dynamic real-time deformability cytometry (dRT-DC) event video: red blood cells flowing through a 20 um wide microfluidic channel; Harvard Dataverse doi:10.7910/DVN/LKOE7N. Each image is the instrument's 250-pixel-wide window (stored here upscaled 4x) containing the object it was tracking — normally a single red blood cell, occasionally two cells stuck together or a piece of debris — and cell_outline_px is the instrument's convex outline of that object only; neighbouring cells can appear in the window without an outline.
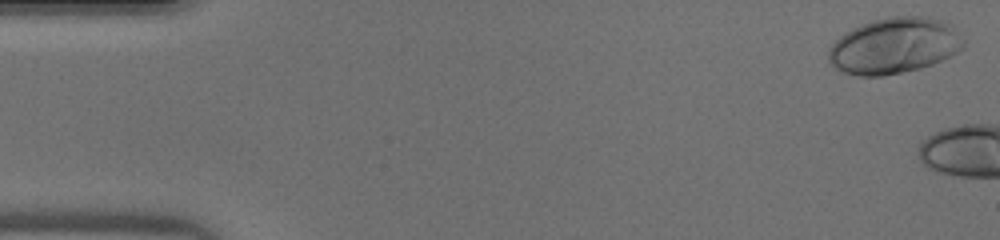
{"species": "human", "species_latin": "Homo sapiens", "temperature_condition": "warm", "stored_images_in_passage": 4, "camera_frame_rate_fps": 3000, "um_per_image_px": 0.085, "donor": {"sex": "male"}, "frame": {"image": 1, "passage_image": 1, "time_ms": 0.0, "image_size_px": [1000, 240], "cell_outline_px": [[964, 48], [932, 64], [920, 68], [884, 76], [860, 76], [840, 72], [828, 60], [828, 48], [844, 32], [872, 20], [888, 16], [928, 16], [944, 20], [952, 24], [956, 28], [964, 40]], "centroid_in_image_um": [76.01, 3.87], "position_along_channel_um": 9.0, "area_um2": 44.33}}